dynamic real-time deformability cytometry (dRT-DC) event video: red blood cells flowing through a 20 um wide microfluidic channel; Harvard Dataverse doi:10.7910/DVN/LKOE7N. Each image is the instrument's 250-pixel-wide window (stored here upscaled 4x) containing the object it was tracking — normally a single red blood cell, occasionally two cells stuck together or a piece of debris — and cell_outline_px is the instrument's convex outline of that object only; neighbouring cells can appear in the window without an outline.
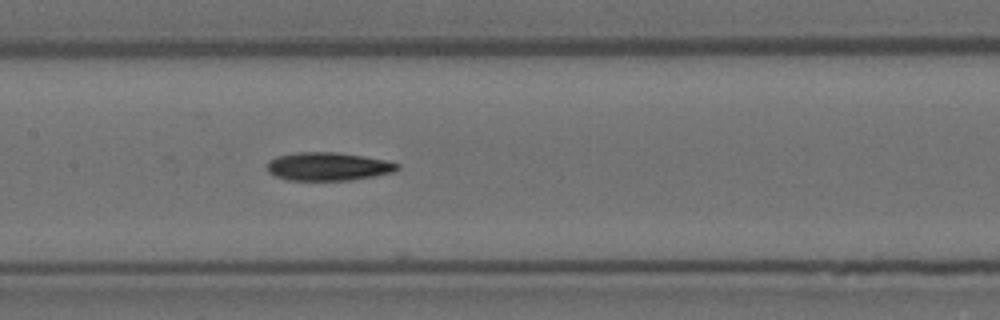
{"species": "Egyptian fruit bat (a non-hibernating species)", "species_latin": "Rousettus aegyptiacus", "temperature_condition": "room temperature", "stored_images_in_passage": 7, "camera_frame_rate_fps": 3000, "um_per_image_px": 0.085, "animal": {"sex": "female"}, "frame": {"image": 1, "passage_image": 7, "time_ms": 2.0, "image_size_px": [1000, 320], "cell_outline_px": [[400, 168], [392, 172], [352, 180], [288, 180], [276, 176], [268, 172], [268, 160], [276, 156], [296, 152], [336, 152], [364, 156], [384, 160], [400, 164]], "centroid_in_image_um": [27.87, 14.14], "position_along_channel_um": 179.5, "area_um2": 21.39}}